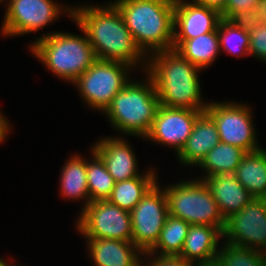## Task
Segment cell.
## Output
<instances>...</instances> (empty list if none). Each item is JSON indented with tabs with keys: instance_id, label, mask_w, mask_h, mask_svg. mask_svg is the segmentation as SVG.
<instances>
[{
	"instance_id": "cell-1",
	"label": "cell",
	"mask_w": 266,
	"mask_h": 266,
	"mask_svg": "<svg viewBox=\"0 0 266 266\" xmlns=\"http://www.w3.org/2000/svg\"><path fill=\"white\" fill-rule=\"evenodd\" d=\"M67 12L88 37L97 59L134 66L144 56L114 4L103 9L94 6L78 7Z\"/></svg>"
},
{
	"instance_id": "cell-2",
	"label": "cell",
	"mask_w": 266,
	"mask_h": 266,
	"mask_svg": "<svg viewBox=\"0 0 266 266\" xmlns=\"http://www.w3.org/2000/svg\"><path fill=\"white\" fill-rule=\"evenodd\" d=\"M149 67L160 105L205 111L208 104L201 103L198 77L200 69L175 49L154 53ZM151 65V66H150Z\"/></svg>"
},
{
	"instance_id": "cell-3",
	"label": "cell",
	"mask_w": 266,
	"mask_h": 266,
	"mask_svg": "<svg viewBox=\"0 0 266 266\" xmlns=\"http://www.w3.org/2000/svg\"><path fill=\"white\" fill-rule=\"evenodd\" d=\"M113 4L143 54L148 47L153 53L172 49L175 0H118Z\"/></svg>"
},
{
	"instance_id": "cell-4",
	"label": "cell",
	"mask_w": 266,
	"mask_h": 266,
	"mask_svg": "<svg viewBox=\"0 0 266 266\" xmlns=\"http://www.w3.org/2000/svg\"><path fill=\"white\" fill-rule=\"evenodd\" d=\"M147 84L128 82L104 111L119 131L143 138L150 132L160 102L151 77Z\"/></svg>"
},
{
	"instance_id": "cell-5",
	"label": "cell",
	"mask_w": 266,
	"mask_h": 266,
	"mask_svg": "<svg viewBox=\"0 0 266 266\" xmlns=\"http://www.w3.org/2000/svg\"><path fill=\"white\" fill-rule=\"evenodd\" d=\"M31 51L52 72L72 83L96 60L88 37L53 33L40 37Z\"/></svg>"
},
{
	"instance_id": "cell-6",
	"label": "cell",
	"mask_w": 266,
	"mask_h": 266,
	"mask_svg": "<svg viewBox=\"0 0 266 266\" xmlns=\"http://www.w3.org/2000/svg\"><path fill=\"white\" fill-rule=\"evenodd\" d=\"M193 181L181 182L164 189L169 214L190 225H210L223 232L225 219L208 186L203 179Z\"/></svg>"
},
{
	"instance_id": "cell-7",
	"label": "cell",
	"mask_w": 266,
	"mask_h": 266,
	"mask_svg": "<svg viewBox=\"0 0 266 266\" xmlns=\"http://www.w3.org/2000/svg\"><path fill=\"white\" fill-rule=\"evenodd\" d=\"M128 67L122 62L97 59L73 83L87 104L105 111L114 96L129 82L125 71Z\"/></svg>"
},
{
	"instance_id": "cell-8",
	"label": "cell",
	"mask_w": 266,
	"mask_h": 266,
	"mask_svg": "<svg viewBox=\"0 0 266 266\" xmlns=\"http://www.w3.org/2000/svg\"><path fill=\"white\" fill-rule=\"evenodd\" d=\"M79 219L78 230L87 238L132 242L130 212L108 200L90 202Z\"/></svg>"
},
{
	"instance_id": "cell-9",
	"label": "cell",
	"mask_w": 266,
	"mask_h": 266,
	"mask_svg": "<svg viewBox=\"0 0 266 266\" xmlns=\"http://www.w3.org/2000/svg\"><path fill=\"white\" fill-rule=\"evenodd\" d=\"M159 188L156 182L130 212L132 243L142 253L156 244L169 215L166 194Z\"/></svg>"
},
{
	"instance_id": "cell-10",
	"label": "cell",
	"mask_w": 266,
	"mask_h": 266,
	"mask_svg": "<svg viewBox=\"0 0 266 266\" xmlns=\"http://www.w3.org/2000/svg\"><path fill=\"white\" fill-rule=\"evenodd\" d=\"M250 109L245 105L212 103L205 112L217 126L220 142L243 149L246 153L257 151Z\"/></svg>"
},
{
	"instance_id": "cell-11",
	"label": "cell",
	"mask_w": 266,
	"mask_h": 266,
	"mask_svg": "<svg viewBox=\"0 0 266 266\" xmlns=\"http://www.w3.org/2000/svg\"><path fill=\"white\" fill-rule=\"evenodd\" d=\"M222 236L236 246L254 250L264 247L266 253V198H253L239 212L227 217Z\"/></svg>"
},
{
	"instance_id": "cell-12",
	"label": "cell",
	"mask_w": 266,
	"mask_h": 266,
	"mask_svg": "<svg viewBox=\"0 0 266 266\" xmlns=\"http://www.w3.org/2000/svg\"><path fill=\"white\" fill-rule=\"evenodd\" d=\"M2 31L20 35L37 31L57 18L60 8L52 0H10Z\"/></svg>"
},
{
	"instance_id": "cell-13",
	"label": "cell",
	"mask_w": 266,
	"mask_h": 266,
	"mask_svg": "<svg viewBox=\"0 0 266 266\" xmlns=\"http://www.w3.org/2000/svg\"><path fill=\"white\" fill-rule=\"evenodd\" d=\"M203 112L160 105L146 138L171 145L178 153L190 137L196 119Z\"/></svg>"
},
{
	"instance_id": "cell-14",
	"label": "cell",
	"mask_w": 266,
	"mask_h": 266,
	"mask_svg": "<svg viewBox=\"0 0 266 266\" xmlns=\"http://www.w3.org/2000/svg\"><path fill=\"white\" fill-rule=\"evenodd\" d=\"M221 20L218 10L195 2L186 3L183 0H175L174 30L178 26L180 32L174 31L172 49L176 50L185 40L216 30Z\"/></svg>"
},
{
	"instance_id": "cell-15",
	"label": "cell",
	"mask_w": 266,
	"mask_h": 266,
	"mask_svg": "<svg viewBox=\"0 0 266 266\" xmlns=\"http://www.w3.org/2000/svg\"><path fill=\"white\" fill-rule=\"evenodd\" d=\"M104 161L108 173L116 182L135 178L137 173L136 158L130 146L122 139H102L93 148Z\"/></svg>"
},
{
	"instance_id": "cell-16",
	"label": "cell",
	"mask_w": 266,
	"mask_h": 266,
	"mask_svg": "<svg viewBox=\"0 0 266 266\" xmlns=\"http://www.w3.org/2000/svg\"><path fill=\"white\" fill-rule=\"evenodd\" d=\"M203 180L217 202L224 219L232 213L239 212L254 198L234 174L213 175Z\"/></svg>"
},
{
	"instance_id": "cell-17",
	"label": "cell",
	"mask_w": 266,
	"mask_h": 266,
	"mask_svg": "<svg viewBox=\"0 0 266 266\" xmlns=\"http://www.w3.org/2000/svg\"><path fill=\"white\" fill-rule=\"evenodd\" d=\"M220 236L222 232L217 227L190 225L179 255L193 263L197 259L198 266H213Z\"/></svg>"
},
{
	"instance_id": "cell-18",
	"label": "cell",
	"mask_w": 266,
	"mask_h": 266,
	"mask_svg": "<svg viewBox=\"0 0 266 266\" xmlns=\"http://www.w3.org/2000/svg\"><path fill=\"white\" fill-rule=\"evenodd\" d=\"M219 134L213 119L203 112L195 121L192 133L177 153L183 164L197 165L218 143Z\"/></svg>"
},
{
	"instance_id": "cell-19",
	"label": "cell",
	"mask_w": 266,
	"mask_h": 266,
	"mask_svg": "<svg viewBox=\"0 0 266 266\" xmlns=\"http://www.w3.org/2000/svg\"><path fill=\"white\" fill-rule=\"evenodd\" d=\"M89 239V248L97 266H139L141 264L136 245L113 239ZM135 248V249H134Z\"/></svg>"
},
{
	"instance_id": "cell-20",
	"label": "cell",
	"mask_w": 266,
	"mask_h": 266,
	"mask_svg": "<svg viewBox=\"0 0 266 266\" xmlns=\"http://www.w3.org/2000/svg\"><path fill=\"white\" fill-rule=\"evenodd\" d=\"M234 175L254 198H266V151L247 152Z\"/></svg>"
},
{
	"instance_id": "cell-21",
	"label": "cell",
	"mask_w": 266,
	"mask_h": 266,
	"mask_svg": "<svg viewBox=\"0 0 266 266\" xmlns=\"http://www.w3.org/2000/svg\"><path fill=\"white\" fill-rule=\"evenodd\" d=\"M155 179L157 178H155L154 172L149 171L146 175L116 182L107 200L121 209L131 212L156 183Z\"/></svg>"
},
{
	"instance_id": "cell-22",
	"label": "cell",
	"mask_w": 266,
	"mask_h": 266,
	"mask_svg": "<svg viewBox=\"0 0 266 266\" xmlns=\"http://www.w3.org/2000/svg\"><path fill=\"white\" fill-rule=\"evenodd\" d=\"M220 49L218 28L198 37L185 40L177 49L184 58L200 69L210 65Z\"/></svg>"
},
{
	"instance_id": "cell-23",
	"label": "cell",
	"mask_w": 266,
	"mask_h": 266,
	"mask_svg": "<svg viewBox=\"0 0 266 266\" xmlns=\"http://www.w3.org/2000/svg\"><path fill=\"white\" fill-rule=\"evenodd\" d=\"M245 154L243 149L219 142L205 155L198 166L205 168L208 172L205 178L213 175L234 174Z\"/></svg>"
},
{
	"instance_id": "cell-24",
	"label": "cell",
	"mask_w": 266,
	"mask_h": 266,
	"mask_svg": "<svg viewBox=\"0 0 266 266\" xmlns=\"http://www.w3.org/2000/svg\"><path fill=\"white\" fill-rule=\"evenodd\" d=\"M69 160L61 174V192L69 198H87L84 207L86 208L91 202L87 183L86 162L79 156H74Z\"/></svg>"
},
{
	"instance_id": "cell-25",
	"label": "cell",
	"mask_w": 266,
	"mask_h": 266,
	"mask_svg": "<svg viewBox=\"0 0 266 266\" xmlns=\"http://www.w3.org/2000/svg\"><path fill=\"white\" fill-rule=\"evenodd\" d=\"M190 224L180 218L168 215L165 225L160 232L156 244L149 250L140 254H153L156 249L162 250L161 255H179L183 248L184 241Z\"/></svg>"
},
{
	"instance_id": "cell-26",
	"label": "cell",
	"mask_w": 266,
	"mask_h": 266,
	"mask_svg": "<svg viewBox=\"0 0 266 266\" xmlns=\"http://www.w3.org/2000/svg\"><path fill=\"white\" fill-rule=\"evenodd\" d=\"M93 162H86V174L90 201L107 200L116 181L108 173L107 167L101 157L93 151Z\"/></svg>"
},
{
	"instance_id": "cell-27",
	"label": "cell",
	"mask_w": 266,
	"mask_h": 266,
	"mask_svg": "<svg viewBox=\"0 0 266 266\" xmlns=\"http://www.w3.org/2000/svg\"><path fill=\"white\" fill-rule=\"evenodd\" d=\"M220 49L236 54H249V34L245 21L222 19L218 25Z\"/></svg>"
},
{
	"instance_id": "cell-28",
	"label": "cell",
	"mask_w": 266,
	"mask_h": 266,
	"mask_svg": "<svg viewBox=\"0 0 266 266\" xmlns=\"http://www.w3.org/2000/svg\"><path fill=\"white\" fill-rule=\"evenodd\" d=\"M226 244L218 252L213 266H266V254L261 249Z\"/></svg>"
},
{
	"instance_id": "cell-29",
	"label": "cell",
	"mask_w": 266,
	"mask_h": 266,
	"mask_svg": "<svg viewBox=\"0 0 266 266\" xmlns=\"http://www.w3.org/2000/svg\"><path fill=\"white\" fill-rule=\"evenodd\" d=\"M261 0H226L220 12L222 19L230 21L252 20Z\"/></svg>"
},
{
	"instance_id": "cell-30",
	"label": "cell",
	"mask_w": 266,
	"mask_h": 266,
	"mask_svg": "<svg viewBox=\"0 0 266 266\" xmlns=\"http://www.w3.org/2000/svg\"><path fill=\"white\" fill-rule=\"evenodd\" d=\"M245 22L249 34V54L266 61V24L256 19Z\"/></svg>"
},
{
	"instance_id": "cell-31",
	"label": "cell",
	"mask_w": 266,
	"mask_h": 266,
	"mask_svg": "<svg viewBox=\"0 0 266 266\" xmlns=\"http://www.w3.org/2000/svg\"><path fill=\"white\" fill-rule=\"evenodd\" d=\"M148 266H198L197 261L193 262L186 260L180 255H159L157 259L149 263Z\"/></svg>"
},
{
	"instance_id": "cell-32",
	"label": "cell",
	"mask_w": 266,
	"mask_h": 266,
	"mask_svg": "<svg viewBox=\"0 0 266 266\" xmlns=\"http://www.w3.org/2000/svg\"><path fill=\"white\" fill-rule=\"evenodd\" d=\"M193 2L199 5L207 6L209 8H213L221 12L224 8L226 0H193Z\"/></svg>"
},
{
	"instance_id": "cell-33",
	"label": "cell",
	"mask_w": 266,
	"mask_h": 266,
	"mask_svg": "<svg viewBox=\"0 0 266 266\" xmlns=\"http://www.w3.org/2000/svg\"><path fill=\"white\" fill-rule=\"evenodd\" d=\"M254 19L266 24V0L260 1V4L256 12V16Z\"/></svg>"
},
{
	"instance_id": "cell-34",
	"label": "cell",
	"mask_w": 266,
	"mask_h": 266,
	"mask_svg": "<svg viewBox=\"0 0 266 266\" xmlns=\"http://www.w3.org/2000/svg\"><path fill=\"white\" fill-rule=\"evenodd\" d=\"M9 125L7 120L0 114V143L4 141V138L9 130Z\"/></svg>"
},
{
	"instance_id": "cell-35",
	"label": "cell",
	"mask_w": 266,
	"mask_h": 266,
	"mask_svg": "<svg viewBox=\"0 0 266 266\" xmlns=\"http://www.w3.org/2000/svg\"><path fill=\"white\" fill-rule=\"evenodd\" d=\"M0 259V266H7V263Z\"/></svg>"
}]
</instances>
